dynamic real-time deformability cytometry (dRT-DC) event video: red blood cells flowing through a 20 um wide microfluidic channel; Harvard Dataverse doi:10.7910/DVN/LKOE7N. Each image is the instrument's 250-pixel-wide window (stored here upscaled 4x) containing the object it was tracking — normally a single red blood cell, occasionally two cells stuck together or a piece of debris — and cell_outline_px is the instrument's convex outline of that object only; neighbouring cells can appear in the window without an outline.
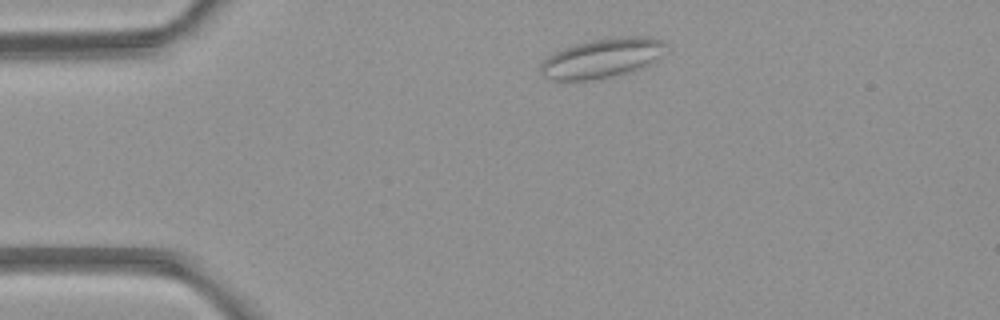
{"species": "common noctule bat (a hibernating species)", "species_latin": "Nyctalus noctula", "temperature_condition": "room temperature", "stored_images_in_passage": 2, "camera_frame_rate_fps": 3000, "um_per_image_px": 0.085, "animal": {"sex": "female", "body_mass_g": 21.9}, "frame": {"image": 1, "passage_image": 1, "time_ms": 0.0, "image_size_px": [1000, 320], "cell_outline_px": [[668, 52], [644, 68], [632, 72], [592, 80], [552, 80], [544, 76], [540, 72], [540, 64], [552, 52], [576, 44], [592, 40], [620, 36], [652, 36], [664, 40], [668, 44]], "centroid_in_image_um": [51.28, 4.93], "position_along_channel_um": 33.7, "area_um2": 29.48}}